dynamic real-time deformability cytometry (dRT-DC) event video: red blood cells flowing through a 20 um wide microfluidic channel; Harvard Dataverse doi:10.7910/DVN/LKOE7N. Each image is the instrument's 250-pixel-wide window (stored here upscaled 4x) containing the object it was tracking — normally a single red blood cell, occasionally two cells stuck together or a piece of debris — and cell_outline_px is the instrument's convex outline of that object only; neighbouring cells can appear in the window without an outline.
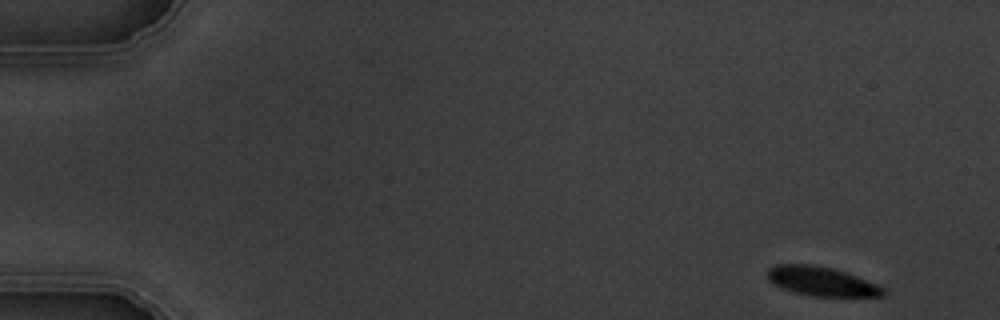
{"species": "common noctule bat (a hibernating species)", "species_latin": "Nyctalus noctula", "temperature_condition": "warm", "stored_images_in_passage": 8, "camera_frame_rate_fps": 3000, "um_per_image_px": 0.085, "animal": {"sex": "male", "body_mass_g": 19.5, "forearm_length_mm": 54.6}, "frame": {"image": 1, "passage_image": 1, "time_ms": 0.0, "image_size_px": [1000, 320], "cell_outline_px": [[884, 296], [812, 296], [796, 292], [784, 288], [768, 280], [768, 268], [776, 264], [812, 264], [832, 268], [856, 276], [876, 284], [884, 288]], "centroid_in_image_um": [69.82, 23.9], "position_along_channel_um": 15.2, "area_um2": 19.31}}
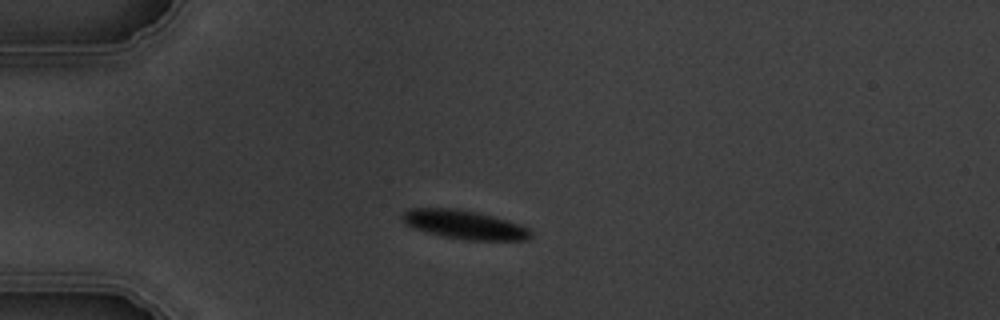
{"frame": {"image": 2, "passage_image": 4, "time_ms": 3.667, "image_size_px": [1000, 320], "cell_outline_px": [[532, 236], [528, 240], [468, 240], [444, 236], [428, 232], [416, 228], [408, 224], [400, 216], [408, 208], [456, 208], [480, 212], [508, 220], [520, 224], [528, 228], [532, 232]], "centroid_in_image_um": [39.53, 19.08], "position_along_channel_um": 45.5, "area_um2": 21.5}}